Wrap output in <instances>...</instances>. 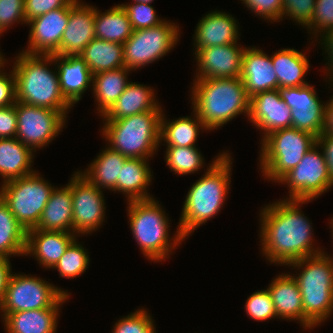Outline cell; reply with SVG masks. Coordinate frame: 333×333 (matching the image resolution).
I'll use <instances>...</instances> for the list:
<instances>
[{
    "label": "cell",
    "instance_id": "obj_38",
    "mask_svg": "<svg viewBox=\"0 0 333 333\" xmlns=\"http://www.w3.org/2000/svg\"><path fill=\"white\" fill-rule=\"evenodd\" d=\"M319 101L312 108H305L301 111L292 110V127L300 131L308 132L318 138L324 128L326 104Z\"/></svg>",
    "mask_w": 333,
    "mask_h": 333
},
{
    "label": "cell",
    "instance_id": "obj_45",
    "mask_svg": "<svg viewBox=\"0 0 333 333\" xmlns=\"http://www.w3.org/2000/svg\"><path fill=\"white\" fill-rule=\"evenodd\" d=\"M24 4L25 0H0V35L15 22L27 23Z\"/></svg>",
    "mask_w": 333,
    "mask_h": 333
},
{
    "label": "cell",
    "instance_id": "obj_11",
    "mask_svg": "<svg viewBox=\"0 0 333 333\" xmlns=\"http://www.w3.org/2000/svg\"><path fill=\"white\" fill-rule=\"evenodd\" d=\"M49 283L40 277L11 273L0 308L1 317L18 311L50 308L64 294L69 296L67 291Z\"/></svg>",
    "mask_w": 333,
    "mask_h": 333
},
{
    "label": "cell",
    "instance_id": "obj_32",
    "mask_svg": "<svg viewBox=\"0 0 333 333\" xmlns=\"http://www.w3.org/2000/svg\"><path fill=\"white\" fill-rule=\"evenodd\" d=\"M79 56L87 63L91 73L118 69L124 66L123 45L100 39H93Z\"/></svg>",
    "mask_w": 333,
    "mask_h": 333
},
{
    "label": "cell",
    "instance_id": "obj_41",
    "mask_svg": "<svg viewBox=\"0 0 333 333\" xmlns=\"http://www.w3.org/2000/svg\"><path fill=\"white\" fill-rule=\"evenodd\" d=\"M126 11L133 31L151 28L164 21L157 17L156 12L150 4L133 2V4H120Z\"/></svg>",
    "mask_w": 333,
    "mask_h": 333
},
{
    "label": "cell",
    "instance_id": "obj_6",
    "mask_svg": "<svg viewBox=\"0 0 333 333\" xmlns=\"http://www.w3.org/2000/svg\"><path fill=\"white\" fill-rule=\"evenodd\" d=\"M127 203L129 226L144 256L151 262L168 259L172 250L185 240L180 229L170 239L169 220L154 198Z\"/></svg>",
    "mask_w": 333,
    "mask_h": 333
},
{
    "label": "cell",
    "instance_id": "obj_55",
    "mask_svg": "<svg viewBox=\"0 0 333 333\" xmlns=\"http://www.w3.org/2000/svg\"><path fill=\"white\" fill-rule=\"evenodd\" d=\"M329 224H331L330 226H331L332 234H333V217L331 218V222H330ZM332 236H333V235H332Z\"/></svg>",
    "mask_w": 333,
    "mask_h": 333
},
{
    "label": "cell",
    "instance_id": "obj_37",
    "mask_svg": "<svg viewBox=\"0 0 333 333\" xmlns=\"http://www.w3.org/2000/svg\"><path fill=\"white\" fill-rule=\"evenodd\" d=\"M88 253L75 239L53 269H57L63 278H76L88 268L90 261Z\"/></svg>",
    "mask_w": 333,
    "mask_h": 333
},
{
    "label": "cell",
    "instance_id": "obj_35",
    "mask_svg": "<svg viewBox=\"0 0 333 333\" xmlns=\"http://www.w3.org/2000/svg\"><path fill=\"white\" fill-rule=\"evenodd\" d=\"M27 231L0 196V257L25 255Z\"/></svg>",
    "mask_w": 333,
    "mask_h": 333
},
{
    "label": "cell",
    "instance_id": "obj_25",
    "mask_svg": "<svg viewBox=\"0 0 333 333\" xmlns=\"http://www.w3.org/2000/svg\"><path fill=\"white\" fill-rule=\"evenodd\" d=\"M34 229L73 233L71 179L65 187L54 188Z\"/></svg>",
    "mask_w": 333,
    "mask_h": 333
},
{
    "label": "cell",
    "instance_id": "obj_23",
    "mask_svg": "<svg viewBox=\"0 0 333 333\" xmlns=\"http://www.w3.org/2000/svg\"><path fill=\"white\" fill-rule=\"evenodd\" d=\"M69 298L63 295L52 307L7 314L3 318L7 333H56L59 308Z\"/></svg>",
    "mask_w": 333,
    "mask_h": 333
},
{
    "label": "cell",
    "instance_id": "obj_19",
    "mask_svg": "<svg viewBox=\"0 0 333 333\" xmlns=\"http://www.w3.org/2000/svg\"><path fill=\"white\" fill-rule=\"evenodd\" d=\"M240 78L249 98L264 91L278 89V78L271 57L256 47L245 48Z\"/></svg>",
    "mask_w": 333,
    "mask_h": 333
},
{
    "label": "cell",
    "instance_id": "obj_40",
    "mask_svg": "<svg viewBox=\"0 0 333 333\" xmlns=\"http://www.w3.org/2000/svg\"><path fill=\"white\" fill-rule=\"evenodd\" d=\"M154 321L147 310L139 309L118 320L112 333H156Z\"/></svg>",
    "mask_w": 333,
    "mask_h": 333
},
{
    "label": "cell",
    "instance_id": "obj_2",
    "mask_svg": "<svg viewBox=\"0 0 333 333\" xmlns=\"http://www.w3.org/2000/svg\"><path fill=\"white\" fill-rule=\"evenodd\" d=\"M223 153V154H222ZM205 175L189 189L184 201L178 228L186 238L221 210L231 182V156L221 152Z\"/></svg>",
    "mask_w": 333,
    "mask_h": 333
},
{
    "label": "cell",
    "instance_id": "obj_44",
    "mask_svg": "<svg viewBox=\"0 0 333 333\" xmlns=\"http://www.w3.org/2000/svg\"><path fill=\"white\" fill-rule=\"evenodd\" d=\"M333 29V0H316L314 14L307 30L314 31L312 35L320 36L322 32ZM318 30V31H317ZM320 30V31H319Z\"/></svg>",
    "mask_w": 333,
    "mask_h": 333
},
{
    "label": "cell",
    "instance_id": "obj_24",
    "mask_svg": "<svg viewBox=\"0 0 333 333\" xmlns=\"http://www.w3.org/2000/svg\"><path fill=\"white\" fill-rule=\"evenodd\" d=\"M274 309L280 319L298 320L304 328V310L297 281L290 274L275 277L268 286Z\"/></svg>",
    "mask_w": 333,
    "mask_h": 333
},
{
    "label": "cell",
    "instance_id": "obj_49",
    "mask_svg": "<svg viewBox=\"0 0 333 333\" xmlns=\"http://www.w3.org/2000/svg\"><path fill=\"white\" fill-rule=\"evenodd\" d=\"M17 133L16 103L0 108V138H13Z\"/></svg>",
    "mask_w": 333,
    "mask_h": 333
},
{
    "label": "cell",
    "instance_id": "obj_26",
    "mask_svg": "<svg viewBox=\"0 0 333 333\" xmlns=\"http://www.w3.org/2000/svg\"><path fill=\"white\" fill-rule=\"evenodd\" d=\"M154 93V89L151 87L130 82L114 105L103 116L104 120H118L146 111L162 110L159 102L155 100Z\"/></svg>",
    "mask_w": 333,
    "mask_h": 333
},
{
    "label": "cell",
    "instance_id": "obj_10",
    "mask_svg": "<svg viewBox=\"0 0 333 333\" xmlns=\"http://www.w3.org/2000/svg\"><path fill=\"white\" fill-rule=\"evenodd\" d=\"M179 26L164 20L151 28L133 31L123 43L124 66L136 70L166 55L177 44Z\"/></svg>",
    "mask_w": 333,
    "mask_h": 333
},
{
    "label": "cell",
    "instance_id": "obj_5",
    "mask_svg": "<svg viewBox=\"0 0 333 333\" xmlns=\"http://www.w3.org/2000/svg\"><path fill=\"white\" fill-rule=\"evenodd\" d=\"M326 254L321 252L288 264L301 270L293 277L301 292L304 329L315 328L333 314V257Z\"/></svg>",
    "mask_w": 333,
    "mask_h": 333
},
{
    "label": "cell",
    "instance_id": "obj_8",
    "mask_svg": "<svg viewBox=\"0 0 333 333\" xmlns=\"http://www.w3.org/2000/svg\"><path fill=\"white\" fill-rule=\"evenodd\" d=\"M260 169L267 180L278 182L296 167L317 138L305 131L290 127L273 131L261 140Z\"/></svg>",
    "mask_w": 333,
    "mask_h": 333
},
{
    "label": "cell",
    "instance_id": "obj_33",
    "mask_svg": "<svg viewBox=\"0 0 333 333\" xmlns=\"http://www.w3.org/2000/svg\"><path fill=\"white\" fill-rule=\"evenodd\" d=\"M94 28L97 39L122 45L133 33L128 15L119 4L103 13L95 7Z\"/></svg>",
    "mask_w": 333,
    "mask_h": 333
},
{
    "label": "cell",
    "instance_id": "obj_28",
    "mask_svg": "<svg viewBox=\"0 0 333 333\" xmlns=\"http://www.w3.org/2000/svg\"><path fill=\"white\" fill-rule=\"evenodd\" d=\"M148 159L127 158L117 179V191L126 194L127 202L151 199L146 189L152 181Z\"/></svg>",
    "mask_w": 333,
    "mask_h": 333
},
{
    "label": "cell",
    "instance_id": "obj_31",
    "mask_svg": "<svg viewBox=\"0 0 333 333\" xmlns=\"http://www.w3.org/2000/svg\"><path fill=\"white\" fill-rule=\"evenodd\" d=\"M130 71L126 67H121L93 75L92 89L98 104L97 110L99 112L97 113L102 117L110 110L130 83L127 75Z\"/></svg>",
    "mask_w": 333,
    "mask_h": 333
},
{
    "label": "cell",
    "instance_id": "obj_56",
    "mask_svg": "<svg viewBox=\"0 0 333 333\" xmlns=\"http://www.w3.org/2000/svg\"><path fill=\"white\" fill-rule=\"evenodd\" d=\"M4 56L1 54L0 52V61L6 60L5 58H3Z\"/></svg>",
    "mask_w": 333,
    "mask_h": 333
},
{
    "label": "cell",
    "instance_id": "obj_54",
    "mask_svg": "<svg viewBox=\"0 0 333 333\" xmlns=\"http://www.w3.org/2000/svg\"><path fill=\"white\" fill-rule=\"evenodd\" d=\"M135 2H141V3H146V4H151L153 0H133Z\"/></svg>",
    "mask_w": 333,
    "mask_h": 333
},
{
    "label": "cell",
    "instance_id": "obj_15",
    "mask_svg": "<svg viewBox=\"0 0 333 333\" xmlns=\"http://www.w3.org/2000/svg\"><path fill=\"white\" fill-rule=\"evenodd\" d=\"M70 15V6L47 12L30 20L29 41L22 52L31 55H52L60 48L63 32Z\"/></svg>",
    "mask_w": 333,
    "mask_h": 333
},
{
    "label": "cell",
    "instance_id": "obj_7",
    "mask_svg": "<svg viewBox=\"0 0 333 333\" xmlns=\"http://www.w3.org/2000/svg\"><path fill=\"white\" fill-rule=\"evenodd\" d=\"M163 110H151L118 120H105L103 137L109 148L127 158L149 159L160 142Z\"/></svg>",
    "mask_w": 333,
    "mask_h": 333
},
{
    "label": "cell",
    "instance_id": "obj_16",
    "mask_svg": "<svg viewBox=\"0 0 333 333\" xmlns=\"http://www.w3.org/2000/svg\"><path fill=\"white\" fill-rule=\"evenodd\" d=\"M244 50L237 43L199 49L195 53L199 71L195 80L240 77Z\"/></svg>",
    "mask_w": 333,
    "mask_h": 333
},
{
    "label": "cell",
    "instance_id": "obj_36",
    "mask_svg": "<svg viewBox=\"0 0 333 333\" xmlns=\"http://www.w3.org/2000/svg\"><path fill=\"white\" fill-rule=\"evenodd\" d=\"M165 152L167 166L179 175L196 173L205 164L196 146H167Z\"/></svg>",
    "mask_w": 333,
    "mask_h": 333
},
{
    "label": "cell",
    "instance_id": "obj_42",
    "mask_svg": "<svg viewBox=\"0 0 333 333\" xmlns=\"http://www.w3.org/2000/svg\"><path fill=\"white\" fill-rule=\"evenodd\" d=\"M245 310L248 316L257 321L277 318L271 294L267 289L254 292L246 301Z\"/></svg>",
    "mask_w": 333,
    "mask_h": 333
},
{
    "label": "cell",
    "instance_id": "obj_3",
    "mask_svg": "<svg viewBox=\"0 0 333 333\" xmlns=\"http://www.w3.org/2000/svg\"><path fill=\"white\" fill-rule=\"evenodd\" d=\"M193 85V112L207 130L217 129L239 114L249 115L250 98L240 77L196 79Z\"/></svg>",
    "mask_w": 333,
    "mask_h": 333
},
{
    "label": "cell",
    "instance_id": "obj_39",
    "mask_svg": "<svg viewBox=\"0 0 333 333\" xmlns=\"http://www.w3.org/2000/svg\"><path fill=\"white\" fill-rule=\"evenodd\" d=\"M282 100L291 110H303L314 107L319 101L317 92L311 85L279 89Z\"/></svg>",
    "mask_w": 333,
    "mask_h": 333
},
{
    "label": "cell",
    "instance_id": "obj_22",
    "mask_svg": "<svg viewBox=\"0 0 333 333\" xmlns=\"http://www.w3.org/2000/svg\"><path fill=\"white\" fill-rule=\"evenodd\" d=\"M236 23V19L225 12L216 10L206 14L195 29L194 53L205 47L237 43L239 28Z\"/></svg>",
    "mask_w": 333,
    "mask_h": 333
},
{
    "label": "cell",
    "instance_id": "obj_17",
    "mask_svg": "<svg viewBox=\"0 0 333 333\" xmlns=\"http://www.w3.org/2000/svg\"><path fill=\"white\" fill-rule=\"evenodd\" d=\"M291 111L274 89L250 97L248 118L263 131V140L273 131L292 127Z\"/></svg>",
    "mask_w": 333,
    "mask_h": 333
},
{
    "label": "cell",
    "instance_id": "obj_9",
    "mask_svg": "<svg viewBox=\"0 0 333 333\" xmlns=\"http://www.w3.org/2000/svg\"><path fill=\"white\" fill-rule=\"evenodd\" d=\"M38 172L2 183L0 196L27 231L35 228L54 190Z\"/></svg>",
    "mask_w": 333,
    "mask_h": 333
},
{
    "label": "cell",
    "instance_id": "obj_4",
    "mask_svg": "<svg viewBox=\"0 0 333 333\" xmlns=\"http://www.w3.org/2000/svg\"><path fill=\"white\" fill-rule=\"evenodd\" d=\"M53 62L51 55L19 53L12 69L16 97L18 102L59 111L66 118L72 105L61 93L57 71L48 68Z\"/></svg>",
    "mask_w": 333,
    "mask_h": 333
},
{
    "label": "cell",
    "instance_id": "obj_21",
    "mask_svg": "<svg viewBox=\"0 0 333 333\" xmlns=\"http://www.w3.org/2000/svg\"><path fill=\"white\" fill-rule=\"evenodd\" d=\"M78 237L64 231L27 230L25 255H33L45 268H53L69 245Z\"/></svg>",
    "mask_w": 333,
    "mask_h": 333
},
{
    "label": "cell",
    "instance_id": "obj_34",
    "mask_svg": "<svg viewBox=\"0 0 333 333\" xmlns=\"http://www.w3.org/2000/svg\"><path fill=\"white\" fill-rule=\"evenodd\" d=\"M206 129L201 119L194 112L193 118L181 117L168 121L162 112L160 120V142L166 146L190 147L195 146L200 130Z\"/></svg>",
    "mask_w": 333,
    "mask_h": 333
},
{
    "label": "cell",
    "instance_id": "obj_48",
    "mask_svg": "<svg viewBox=\"0 0 333 333\" xmlns=\"http://www.w3.org/2000/svg\"><path fill=\"white\" fill-rule=\"evenodd\" d=\"M5 63V60L0 62V108L11 106L17 102L16 81L13 70L9 75L1 71L4 69Z\"/></svg>",
    "mask_w": 333,
    "mask_h": 333
},
{
    "label": "cell",
    "instance_id": "obj_27",
    "mask_svg": "<svg viewBox=\"0 0 333 333\" xmlns=\"http://www.w3.org/2000/svg\"><path fill=\"white\" fill-rule=\"evenodd\" d=\"M34 152L16 137L0 138V176L3 177L2 183L36 172L31 168Z\"/></svg>",
    "mask_w": 333,
    "mask_h": 333
},
{
    "label": "cell",
    "instance_id": "obj_20",
    "mask_svg": "<svg viewBox=\"0 0 333 333\" xmlns=\"http://www.w3.org/2000/svg\"><path fill=\"white\" fill-rule=\"evenodd\" d=\"M56 65L62 95L72 105L82 98V94L92 84L93 74L87 63L79 55L52 54ZM59 62V63H58Z\"/></svg>",
    "mask_w": 333,
    "mask_h": 333
},
{
    "label": "cell",
    "instance_id": "obj_46",
    "mask_svg": "<svg viewBox=\"0 0 333 333\" xmlns=\"http://www.w3.org/2000/svg\"><path fill=\"white\" fill-rule=\"evenodd\" d=\"M248 10L270 22L282 19L283 0H241Z\"/></svg>",
    "mask_w": 333,
    "mask_h": 333
},
{
    "label": "cell",
    "instance_id": "obj_12",
    "mask_svg": "<svg viewBox=\"0 0 333 333\" xmlns=\"http://www.w3.org/2000/svg\"><path fill=\"white\" fill-rule=\"evenodd\" d=\"M319 150L316 143L299 164L278 181V184L285 183L289 187L287 199L311 201L333 187L325 155Z\"/></svg>",
    "mask_w": 333,
    "mask_h": 333
},
{
    "label": "cell",
    "instance_id": "obj_50",
    "mask_svg": "<svg viewBox=\"0 0 333 333\" xmlns=\"http://www.w3.org/2000/svg\"><path fill=\"white\" fill-rule=\"evenodd\" d=\"M317 143L323 150L328 165L329 173L333 180V135L322 133L317 138Z\"/></svg>",
    "mask_w": 333,
    "mask_h": 333
},
{
    "label": "cell",
    "instance_id": "obj_47",
    "mask_svg": "<svg viewBox=\"0 0 333 333\" xmlns=\"http://www.w3.org/2000/svg\"><path fill=\"white\" fill-rule=\"evenodd\" d=\"M75 0H25L24 14L28 23L47 12L59 8L69 7Z\"/></svg>",
    "mask_w": 333,
    "mask_h": 333
},
{
    "label": "cell",
    "instance_id": "obj_51",
    "mask_svg": "<svg viewBox=\"0 0 333 333\" xmlns=\"http://www.w3.org/2000/svg\"><path fill=\"white\" fill-rule=\"evenodd\" d=\"M10 264L9 258L0 257V308L3 304L5 290L12 272Z\"/></svg>",
    "mask_w": 333,
    "mask_h": 333
},
{
    "label": "cell",
    "instance_id": "obj_13",
    "mask_svg": "<svg viewBox=\"0 0 333 333\" xmlns=\"http://www.w3.org/2000/svg\"><path fill=\"white\" fill-rule=\"evenodd\" d=\"M16 114V138L35 152L58 136L66 123V118L59 111L18 101Z\"/></svg>",
    "mask_w": 333,
    "mask_h": 333
},
{
    "label": "cell",
    "instance_id": "obj_14",
    "mask_svg": "<svg viewBox=\"0 0 333 333\" xmlns=\"http://www.w3.org/2000/svg\"><path fill=\"white\" fill-rule=\"evenodd\" d=\"M71 193L73 233L91 234L105 221L104 195L101 189L91 184L79 171L71 178Z\"/></svg>",
    "mask_w": 333,
    "mask_h": 333
},
{
    "label": "cell",
    "instance_id": "obj_43",
    "mask_svg": "<svg viewBox=\"0 0 333 333\" xmlns=\"http://www.w3.org/2000/svg\"><path fill=\"white\" fill-rule=\"evenodd\" d=\"M316 0H283L282 18L289 16L296 23L307 28L314 14Z\"/></svg>",
    "mask_w": 333,
    "mask_h": 333
},
{
    "label": "cell",
    "instance_id": "obj_18",
    "mask_svg": "<svg viewBox=\"0 0 333 333\" xmlns=\"http://www.w3.org/2000/svg\"><path fill=\"white\" fill-rule=\"evenodd\" d=\"M82 3V4H81ZM95 6L75 0L56 55H79L95 39Z\"/></svg>",
    "mask_w": 333,
    "mask_h": 333
},
{
    "label": "cell",
    "instance_id": "obj_53",
    "mask_svg": "<svg viewBox=\"0 0 333 333\" xmlns=\"http://www.w3.org/2000/svg\"><path fill=\"white\" fill-rule=\"evenodd\" d=\"M322 133L333 135V98L326 103L325 123Z\"/></svg>",
    "mask_w": 333,
    "mask_h": 333
},
{
    "label": "cell",
    "instance_id": "obj_1",
    "mask_svg": "<svg viewBox=\"0 0 333 333\" xmlns=\"http://www.w3.org/2000/svg\"><path fill=\"white\" fill-rule=\"evenodd\" d=\"M306 202L310 200L285 199L262 208L261 253L270 263L288 265L324 252L313 247L311 223L300 210L301 204Z\"/></svg>",
    "mask_w": 333,
    "mask_h": 333
},
{
    "label": "cell",
    "instance_id": "obj_29",
    "mask_svg": "<svg viewBox=\"0 0 333 333\" xmlns=\"http://www.w3.org/2000/svg\"><path fill=\"white\" fill-rule=\"evenodd\" d=\"M271 61L278 78V89L308 85L303 79L309 70L304 53L294 48H285L271 55Z\"/></svg>",
    "mask_w": 333,
    "mask_h": 333
},
{
    "label": "cell",
    "instance_id": "obj_52",
    "mask_svg": "<svg viewBox=\"0 0 333 333\" xmlns=\"http://www.w3.org/2000/svg\"><path fill=\"white\" fill-rule=\"evenodd\" d=\"M323 37L322 39L320 38V41L322 40V44L324 46V50L326 51L325 53H328V57H327V60H328V69L326 71H328L329 73H326L329 75V79L331 80V82H333V29L328 31V32H325L322 34ZM326 45V46H325ZM330 70V71H329Z\"/></svg>",
    "mask_w": 333,
    "mask_h": 333
},
{
    "label": "cell",
    "instance_id": "obj_30",
    "mask_svg": "<svg viewBox=\"0 0 333 333\" xmlns=\"http://www.w3.org/2000/svg\"><path fill=\"white\" fill-rule=\"evenodd\" d=\"M126 160L127 157L108 146L91 162L88 169L79 173L97 188L116 192L117 179L120 178V172Z\"/></svg>",
    "mask_w": 333,
    "mask_h": 333
}]
</instances>
